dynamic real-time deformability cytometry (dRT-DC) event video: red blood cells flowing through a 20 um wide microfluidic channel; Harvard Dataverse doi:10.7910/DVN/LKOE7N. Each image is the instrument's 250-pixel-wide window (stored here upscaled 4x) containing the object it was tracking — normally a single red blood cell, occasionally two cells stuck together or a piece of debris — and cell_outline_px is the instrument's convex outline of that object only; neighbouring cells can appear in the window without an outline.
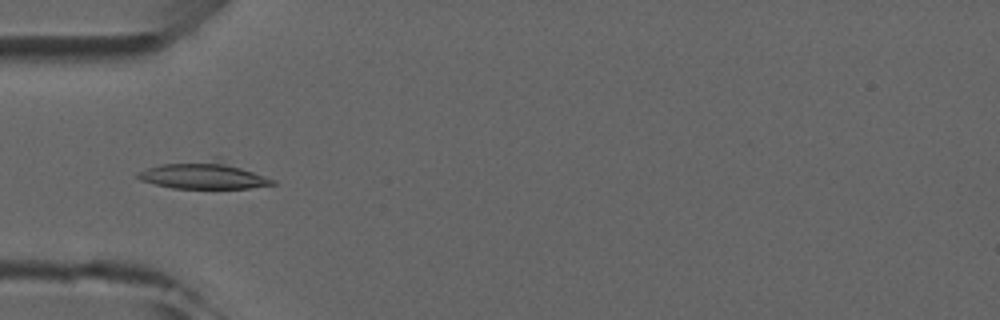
{"species": "common noctule bat (a hibernating species)", "species_latin": "Nyctalus noctula", "temperature_condition": "room temperature", "stored_images_in_passage": 7, "camera_frame_rate_fps": 3000, "um_per_image_px": 0.085, "animal": {"sex": "male", "forearm_length_mm": 52.5}, "frame": {"image": 1, "passage_image": 7, "time_ms": 7.667, "image_size_px": [1000, 320], "cell_outline_px": [[276, 184], [248, 188], [172, 188], [140, 180], [136, 176], [136, 172], [160, 164], [212, 156], [216, 156], [276, 180]], "centroid_in_image_um": [17.33, 14.85], "position_along_channel_um": 67.7, "area_um2": 21.96}}